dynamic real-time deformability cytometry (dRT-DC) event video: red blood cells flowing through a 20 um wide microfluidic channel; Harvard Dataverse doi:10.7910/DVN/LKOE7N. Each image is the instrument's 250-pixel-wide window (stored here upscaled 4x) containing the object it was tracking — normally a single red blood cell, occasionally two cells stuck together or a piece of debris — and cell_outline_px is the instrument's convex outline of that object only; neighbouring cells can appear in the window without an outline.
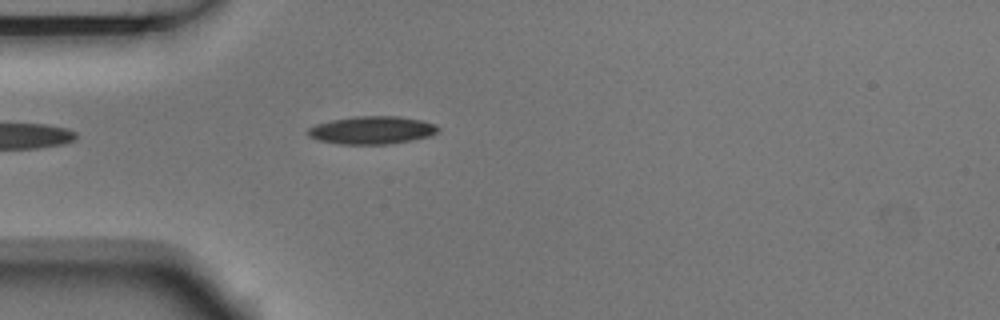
{"species": "Egyptian fruit bat (a non-hibernating species)", "species_latin": "Rousettus aegyptiacus", "temperature_condition": "room temperature", "stored_images_in_passage": 4, "camera_frame_rate_fps": 3000, "um_per_image_px": 0.085, "animal": {"sex": "male"}, "frame": {"image": 1, "passage_image": 4, "time_ms": 1.0, "image_size_px": [1000, 320], "cell_outline_px": [[440, 128], [432, 136], [412, 140], [388, 144], [340, 144], [316, 140], [308, 136], [308, 128], [316, 124], [332, 120], [356, 116], [400, 116], [420, 120], [436, 124]], "centroid_in_image_um": [31.62, 11.06], "position_along_channel_um": 53.4, "area_um2": 21.21}}